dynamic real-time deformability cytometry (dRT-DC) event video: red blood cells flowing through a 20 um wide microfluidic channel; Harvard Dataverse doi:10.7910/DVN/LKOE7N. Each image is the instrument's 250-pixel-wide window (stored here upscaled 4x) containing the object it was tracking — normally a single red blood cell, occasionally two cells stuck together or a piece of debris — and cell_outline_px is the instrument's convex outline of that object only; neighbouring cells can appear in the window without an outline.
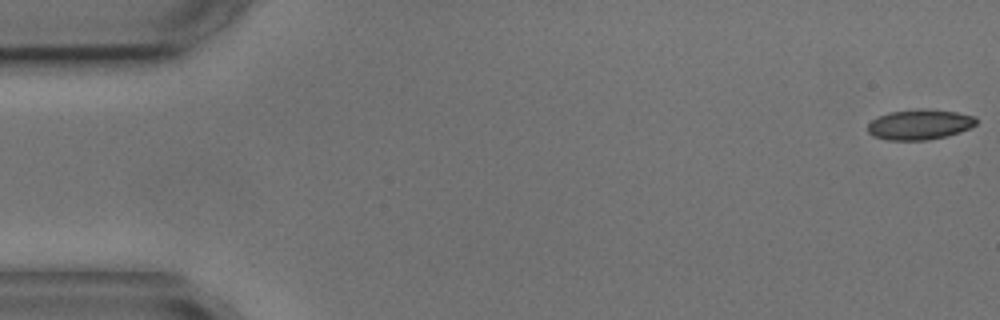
{"species": "common noctule bat (a hibernating species)", "species_latin": "Nyctalus noctula", "temperature_condition": "cold", "stored_images_in_passage": 3, "camera_frame_rate_fps": 3000, "um_per_image_px": 0.085, "animal": {"sex": "male", "body_mass_g": 17.9, "forearm_length_mm": 54.2}, "frame": {"image": 1, "passage_image": 1, "time_ms": 0.0, "image_size_px": [1000, 320], "cell_outline_px": [[976, 124], [960, 132], [928, 140], [888, 140], [872, 136], [868, 132], [868, 124], [872, 120], [880, 116], [892, 112], [956, 112], [976, 116]], "centroid_in_image_um": [78.15, 10.64], "position_along_channel_um": 6.9, "area_um2": 18.03}}